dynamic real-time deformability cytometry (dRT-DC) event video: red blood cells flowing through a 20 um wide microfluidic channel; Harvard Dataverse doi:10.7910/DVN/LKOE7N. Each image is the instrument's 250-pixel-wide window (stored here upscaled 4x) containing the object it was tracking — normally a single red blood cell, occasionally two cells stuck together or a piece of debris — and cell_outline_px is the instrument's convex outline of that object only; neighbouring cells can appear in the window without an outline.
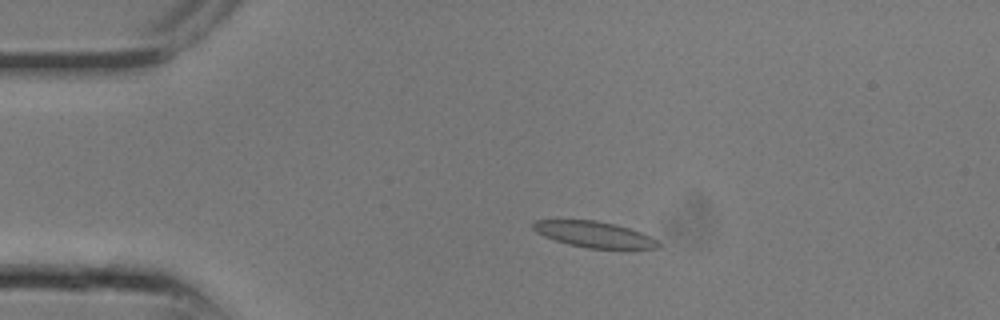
{"species": "common noctule bat (a hibernating species)", "species_latin": "Nyctalus noctula", "temperature_condition": "room temperature", "stored_images_in_passage": 24, "camera_frame_rate_fps": 3000, "um_per_image_px": 0.085, "animal": {"sex": "male", "body_mass_g": 13.3}, "frame": {"image": 1, "passage_image": 5, "time_ms": 1.333, "image_size_px": [1000, 320], "cell_outline_px": [[660, 248], [588, 248], [568, 244], [544, 236], [536, 232], [532, 228], [532, 220], [596, 220], [616, 224], [640, 232], [656, 240], [660, 244]], "centroid_in_image_um": [50.45, 19.91], "position_along_channel_um": 34.5, "area_um2": 18.73}}
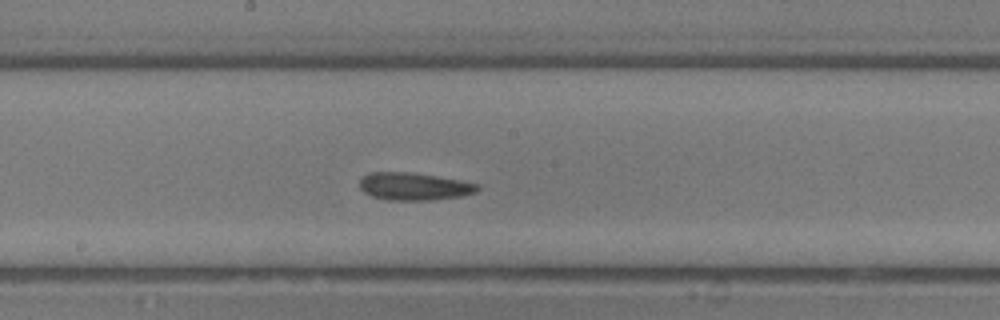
{"frame": {"image": 2, "passage_image": 13, "time_ms": 4.0, "image_size_px": [1000, 320], "cell_outline_px": [[480, 188], [476, 192], [464, 196], [432, 200], [384, 200], [372, 196], [364, 192], [360, 188], [360, 180], [368, 172], [404, 172], [436, 176], [460, 180], [480, 184]], "centroid_in_image_um": [35.21, 15.85], "position_along_channel_um": 213.0, "area_um2": 19.02}}
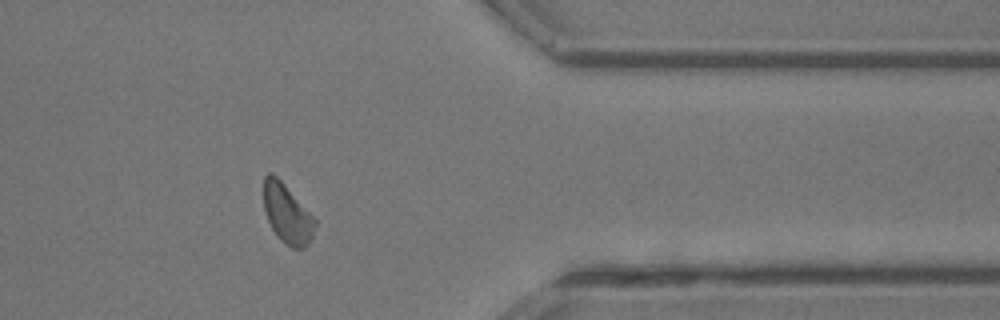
{"frame": {"image": 3, "passage_image": 20, "time_ms": 6.333, "image_size_px": [1000, 320], "cell_outline_px": [[316, 224], [312, 236], [308, 244], [304, 248], [292, 248], [284, 244], [276, 236], [268, 220], [264, 208], [264, 176], [268, 172], [272, 172], [284, 184], [316, 220]], "centroid_in_image_um": [24.39, 18.19], "position_along_channel_um": 387.0, "area_um2": 17.51}}